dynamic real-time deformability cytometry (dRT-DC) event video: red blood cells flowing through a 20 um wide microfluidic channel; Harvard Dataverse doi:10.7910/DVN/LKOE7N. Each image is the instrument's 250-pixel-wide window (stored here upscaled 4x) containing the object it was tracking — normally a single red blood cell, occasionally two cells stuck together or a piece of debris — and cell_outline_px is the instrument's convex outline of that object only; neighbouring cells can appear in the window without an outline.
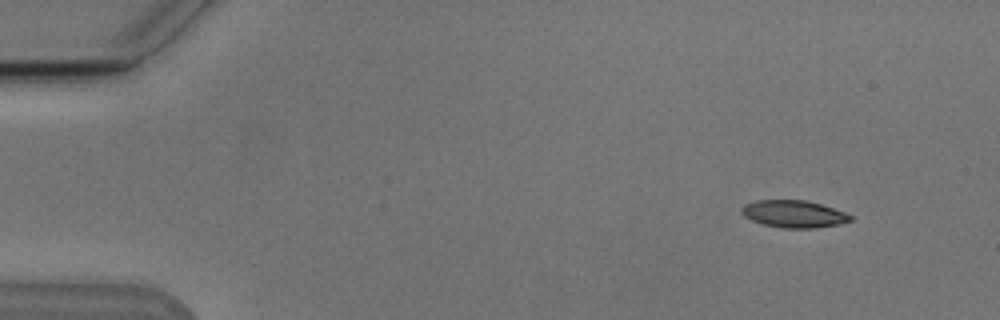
{"species": "Egyptian fruit bat (a non-hibernating species)", "species_latin": "Rousettus aegyptiacus", "temperature_condition": "cold", "stored_images_in_passage": 5, "segment_of_instrument_passage": [1, 2], "camera_frame_rate_fps": 3000, "um_per_image_px": 0.085, "animal": {"sex": "male"}, "frame": {"image": 1, "passage_image": 1, "time_ms": 0.0, "image_size_px": [1000, 320], "cell_outline_px": [[852, 220], [840, 224], [816, 228], [784, 228], [764, 224], [752, 220], [744, 216], [740, 212], [740, 208], [744, 204], [756, 200], [804, 200], [820, 204], [844, 212], [852, 216]], "centroid_in_image_um": [67.45, 18.18], "position_along_channel_um": 17.6, "area_um2": 17.22}}
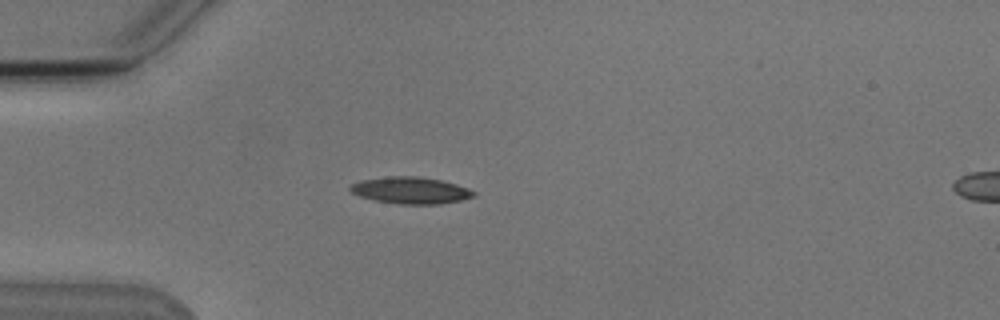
{"frame": {"image": 2, "passage_image": 4, "time_ms": 3.333, "image_size_px": [1000, 320], "cell_outline_px": [[476, 196], [460, 200], [440, 204], [400, 204], [376, 200], [360, 196], [352, 192], [348, 188], [352, 184], [360, 180], [388, 176], [420, 176], [440, 180], [456, 184], [468, 188], [476, 192]], "centroid_in_image_um": [34.92, 16.17], "position_along_channel_um": 50.1, "area_um2": 19.19}}